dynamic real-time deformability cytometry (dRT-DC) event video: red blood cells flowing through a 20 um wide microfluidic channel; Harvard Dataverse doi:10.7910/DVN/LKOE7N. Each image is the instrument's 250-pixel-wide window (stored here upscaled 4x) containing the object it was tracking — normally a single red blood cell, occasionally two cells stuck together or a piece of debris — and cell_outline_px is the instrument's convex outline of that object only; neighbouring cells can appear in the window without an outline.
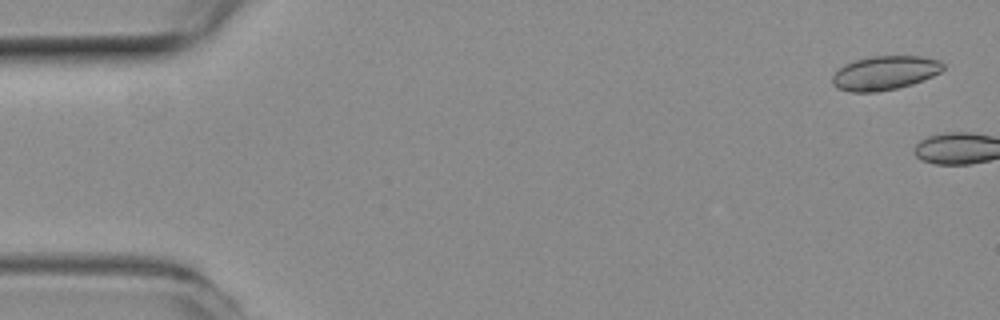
{"species": "common noctule bat (a hibernating species)", "species_latin": "Nyctalus noctula", "temperature_condition": "room temperature", "stored_images_in_passage": 4, "camera_frame_rate_fps": 3000, "um_per_image_px": 0.085, "animal": {"sex": "female", "body_mass_g": 19.3, "forearm_length_mm": 54.1}, "frame": {"image": 1, "passage_image": 2, "time_ms": 0.333, "image_size_px": [1000, 320], "cell_outline_px": [[944, 68], [940, 72], [924, 80], [912, 84], [896, 88], [876, 92], [852, 92], [836, 88], [832, 84], [832, 76], [844, 64], [856, 60], [872, 56], [924, 56], [940, 60], [944, 64]], "centroid_in_image_um": [75.22, 6.2], "position_along_channel_um": 9.8, "area_um2": 22.02}}